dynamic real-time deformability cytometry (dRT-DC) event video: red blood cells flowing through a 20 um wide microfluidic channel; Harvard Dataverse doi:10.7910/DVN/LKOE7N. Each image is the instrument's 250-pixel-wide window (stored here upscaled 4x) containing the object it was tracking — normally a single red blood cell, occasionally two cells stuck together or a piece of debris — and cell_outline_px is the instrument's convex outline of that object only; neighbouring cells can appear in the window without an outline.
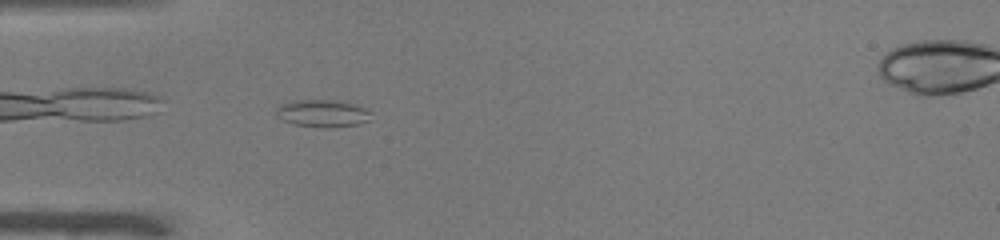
{"species": "common noctule bat (a hibernating species)", "species_latin": "Nyctalus noctula", "temperature_condition": "warm", "stored_images_in_passage": 37, "camera_frame_rate_fps": 3000, "um_per_image_px": 0.085, "animal": {"sex": "male", "body_mass_g": 19.0, "forearm_length_mm": 50.8}, "frame": {"image": 1, "passage_image": 2, "time_ms": 0.333, "image_size_px": [1000, 240], "cell_outline_px": [[372, 120], [356, 124], [332, 128], [328, 128], [292, 124], [280, 120], [276, 116], [276, 108], [280, 104], [292, 100], [332, 100], [352, 104], [368, 108], [372, 112]], "centroid_in_image_um": [27.41, 9.64], "position_along_channel_um": 57.6, "area_um2": 15.43}}
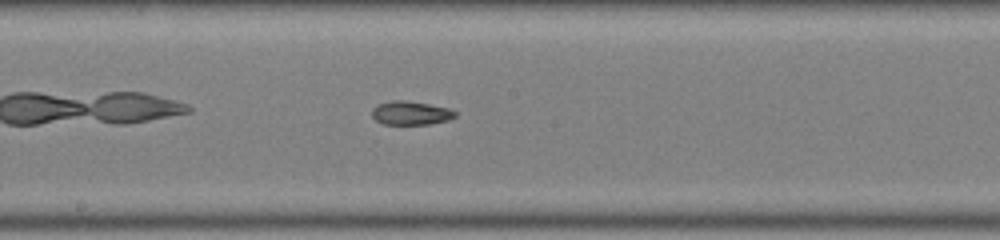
{"frame": {"image": 2, "passage_image": 14, "time_ms": 4.333, "image_size_px": [1000, 240], "cell_outline_px": [[456, 116], [448, 120], [432, 124], [384, 124], [376, 120], [372, 116], [372, 108], [376, 104], [392, 100], [404, 100], [428, 104], [448, 108], [456, 112]], "centroid_in_image_um": [34.89, 9.6], "position_along_channel_um": 213.3, "area_um2": 11.5}}
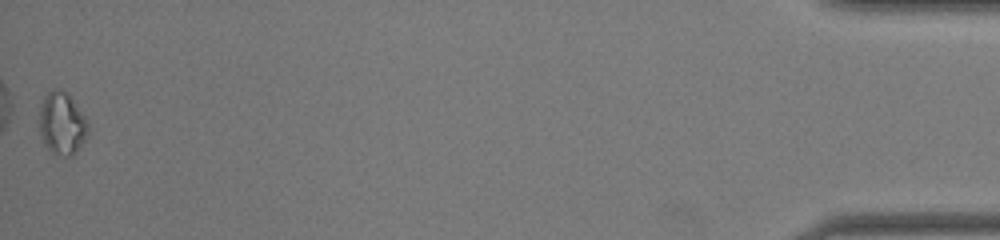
{"frame": {"image": 3, "passage_image": 37, "time_ms": 12.0, "image_size_px": [1000, 240], "cell_outline_px": [[88, 132], [84, 140], [76, 152], [72, 156], [64, 156], [52, 152], [44, 144], [40, 132], [40, 104], [44, 96], [52, 88], [60, 88], [68, 92], [88, 120]], "centroid_in_image_um": [5.28, 10.45], "position_along_channel_um": 429.9, "area_um2": 17.92}, "authors_computed_cell_mechanics": {"area_um2": 12.427, "velocity_mm_per_s": 4.0184, "shape_relaxation_time_tau1_ms": null, "shape_relaxation_time_tau2_ms": 4.3829, "deformation_change_tau1": null, "deformation_change_tau2": 0.0891}}